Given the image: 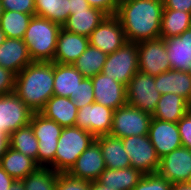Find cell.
<instances>
[{
    "mask_svg": "<svg viewBox=\"0 0 191 190\" xmlns=\"http://www.w3.org/2000/svg\"><path fill=\"white\" fill-rule=\"evenodd\" d=\"M163 0H122L115 16L127 42L138 43L160 38Z\"/></svg>",
    "mask_w": 191,
    "mask_h": 190,
    "instance_id": "cell-1",
    "label": "cell"
},
{
    "mask_svg": "<svg viewBox=\"0 0 191 190\" xmlns=\"http://www.w3.org/2000/svg\"><path fill=\"white\" fill-rule=\"evenodd\" d=\"M53 91L54 62L33 61L16 75L14 93L33 112L45 107Z\"/></svg>",
    "mask_w": 191,
    "mask_h": 190,
    "instance_id": "cell-2",
    "label": "cell"
},
{
    "mask_svg": "<svg viewBox=\"0 0 191 190\" xmlns=\"http://www.w3.org/2000/svg\"><path fill=\"white\" fill-rule=\"evenodd\" d=\"M62 26L46 18L32 16L23 41L32 61L54 62L57 38Z\"/></svg>",
    "mask_w": 191,
    "mask_h": 190,
    "instance_id": "cell-3",
    "label": "cell"
},
{
    "mask_svg": "<svg viewBox=\"0 0 191 190\" xmlns=\"http://www.w3.org/2000/svg\"><path fill=\"white\" fill-rule=\"evenodd\" d=\"M93 141L95 137L87 130L76 126L64 127L57 143L54 171L67 173Z\"/></svg>",
    "mask_w": 191,
    "mask_h": 190,
    "instance_id": "cell-4",
    "label": "cell"
},
{
    "mask_svg": "<svg viewBox=\"0 0 191 190\" xmlns=\"http://www.w3.org/2000/svg\"><path fill=\"white\" fill-rule=\"evenodd\" d=\"M35 137L38 140L37 165L54 170V158L58 139L63 127L54 120L46 118L40 112H33L30 120Z\"/></svg>",
    "mask_w": 191,
    "mask_h": 190,
    "instance_id": "cell-5",
    "label": "cell"
},
{
    "mask_svg": "<svg viewBox=\"0 0 191 190\" xmlns=\"http://www.w3.org/2000/svg\"><path fill=\"white\" fill-rule=\"evenodd\" d=\"M139 71L137 43L126 42L115 52L108 54L102 72L127 86Z\"/></svg>",
    "mask_w": 191,
    "mask_h": 190,
    "instance_id": "cell-6",
    "label": "cell"
},
{
    "mask_svg": "<svg viewBox=\"0 0 191 190\" xmlns=\"http://www.w3.org/2000/svg\"><path fill=\"white\" fill-rule=\"evenodd\" d=\"M152 115L129 104L114 110L110 135L126 138L148 135Z\"/></svg>",
    "mask_w": 191,
    "mask_h": 190,
    "instance_id": "cell-7",
    "label": "cell"
},
{
    "mask_svg": "<svg viewBox=\"0 0 191 190\" xmlns=\"http://www.w3.org/2000/svg\"><path fill=\"white\" fill-rule=\"evenodd\" d=\"M161 94L155 88V77L137 71L126 86L127 104L151 115L154 113Z\"/></svg>",
    "mask_w": 191,
    "mask_h": 190,
    "instance_id": "cell-8",
    "label": "cell"
},
{
    "mask_svg": "<svg viewBox=\"0 0 191 190\" xmlns=\"http://www.w3.org/2000/svg\"><path fill=\"white\" fill-rule=\"evenodd\" d=\"M121 139L130 159L131 167L139 170L142 174L157 173L160 158L148 135H135Z\"/></svg>",
    "mask_w": 191,
    "mask_h": 190,
    "instance_id": "cell-9",
    "label": "cell"
},
{
    "mask_svg": "<svg viewBox=\"0 0 191 190\" xmlns=\"http://www.w3.org/2000/svg\"><path fill=\"white\" fill-rule=\"evenodd\" d=\"M137 48L139 71L155 77L171 70L163 38L138 42Z\"/></svg>",
    "mask_w": 191,
    "mask_h": 190,
    "instance_id": "cell-10",
    "label": "cell"
},
{
    "mask_svg": "<svg viewBox=\"0 0 191 190\" xmlns=\"http://www.w3.org/2000/svg\"><path fill=\"white\" fill-rule=\"evenodd\" d=\"M33 111L14 93L0 96V130L6 136L30 124Z\"/></svg>",
    "mask_w": 191,
    "mask_h": 190,
    "instance_id": "cell-11",
    "label": "cell"
},
{
    "mask_svg": "<svg viewBox=\"0 0 191 190\" xmlns=\"http://www.w3.org/2000/svg\"><path fill=\"white\" fill-rule=\"evenodd\" d=\"M126 42L125 32L115 15L106 16L89 36V44L107 55L118 50Z\"/></svg>",
    "mask_w": 191,
    "mask_h": 190,
    "instance_id": "cell-12",
    "label": "cell"
},
{
    "mask_svg": "<svg viewBox=\"0 0 191 190\" xmlns=\"http://www.w3.org/2000/svg\"><path fill=\"white\" fill-rule=\"evenodd\" d=\"M114 110L93 102L78 109L75 126L87 130L94 137L110 134Z\"/></svg>",
    "mask_w": 191,
    "mask_h": 190,
    "instance_id": "cell-13",
    "label": "cell"
},
{
    "mask_svg": "<svg viewBox=\"0 0 191 190\" xmlns=\"http://www.w3.org/2000/svg\"><path fill=\"white\" fill-rule=\"evenodd\" d=\"M157 173L172 184L187 182L191 174V149L182 146L160 158Z\"/></svg>",
    "mask_w": 191,
    "mask_h": 190,
    "instance_id": "cell-14",
    "label": "cell"
},
{
    "mask_svg": "<svg viewBox=\"0 0 191 190\" xmlns=\"http://www.w3.org/2000/svg\"><path fill=\"white\" fill-rule=\"evenodd\" d=\"M148 136L159 158L182 147L179 128L174 122L161 121L152 117Z\"/></svg>",
    "mask_w": 191,
    "mask_h": 190,
    "instance_id": "cell-15",
    "label": "cell"
},
{
    "mask_svg": "<svg viewBox=\"0 0 191 190\" xmlns=\"http://www.w3.org/2000/svg\"><path fill=\"white\" fill-rule=\"evenodd\" d=\"M95 102L113 110L127 104L126 86L99 73L91 78Z\"/></svg>",
    "mask_w": 191,
    "mask_h": 190,
    "instance_id": "cell-16",
    "label": "cell"
},
{
    "mask_svg": "<svg viewBox=\"0 0 191 190\" xmlns=\"http://www.w3.org/2000/svg\"><path fill=\"white\" fill-rule=\"evenodd\" d=\"M105 168L100 145L95 140L77 158V161L67 173L72 177L92 182L98 180Z\"/></svg>",
    "mask_w": 191,
    "mask_h": 190,
    "instance_id": "cell-17",
    "label": "cell"
},
{
    "mask_svg": "<svg viewBox=\"0 0 191 190\" xmlns=\"http://www.w3.org/2000/svg\"><path fill=\"white\" fill-rule=\"evenodd\" d=\"M89 45V37L61 28L57 38L54 62L73 64Z\"/></svg>",
    "mask_w": 191,
    "mask_h": 190,
    "instance_id": "cell-18",
    "label": "cell"
},
{
    "mask_svg": "<svg viewBox=\"0 0 191 190\" xmlns=\"http://www.w3.org/2000/svg\"><path fill=\"white\" fill-rule=\"evenodd\" d=\"M32 61L23 39L6 38L0 46V66L16 75Z\"/></svg>",
    "mask_w": 191,
    "mask_h": 190,
    "instance_id": "cell-19",
    "label": "cell"
},
{
    "mask_svg": "<svg viewBox=\"0 0 191 190\" xmlns=\"http://www.w3.org/2000/svg\"><path fill=\"white\" fill-rule=\"evenodd\" d=\"M155 88L163 95L177 94L191 102V74L180 70H168L155 76Z\"/></svg>",
    "mask_w": 191,
    "mask_h": 190,
    "instance_id": "cell-20",
    "label": "cell"
},
{
    "mask_svg": "<svg viewBox=\"0 0 191 190\" xmlns=\"http://www.w3.org/2000/svg\"><path fill=\"white\" fill-rule=\"evenodd\" d=\"M78 108L68 97L53 95L40 111L46 118L54 120L61 127L75 126Z\"/></svg>",
    "mask_w": 191,
    "mask_h": 190,
    "instance_id": "cell-21",
    "label": "cell"
},
{
    "mask_svg": "<svg viewBox=\"0 0 191 190\" xmlns=\"http://www.w3.org/2000/svg\"><path fill=\"white\" fill-rule=\"evenodd\" d=\"M95 140L100 145L106 168L123 169L131 166L121 138L108 134L95 137Z\"/></svg>",
    "mask_w": 191,
    "mask_h": 190,
    "instance_id": "cell-22",
    "label": "cell"
},
{
    "mask_svg": "<svg viewBox=\"0 0 191 190\" xmlns=\"http://www.w3.org/2000/svg\"><path fill=\"white\" fill-rule=\"evenodd\" d=\"M84 76L73 64L54 62V95L73 98Z\"/></svg>",
    "mask_w": 191,
    "mask_h": 190,
    "instance_id": "cell-23",
    "label": "cell"
},
{
    "mask_svg": "<svg viewBox=\"0 0 191 190\" xmlns=\"http://www.w3.org/2000/svg\"><path fill=\"white\" fill-rule=\"evenodd\" d=\"M107 15L99 9L72 11L62 28L68 32L89 37L91 32L103 21Z\"/></svg>",
    "mask_w": 191,
    "mask_h": 190,
    "instance_id": "cell-24",
    "label": "cell"
},
{
    "mask_svg": "<svg viewBox=\"0 0 191 190\" xmlns=\"http://www.w3.org/2000/svg\"><path fill=\"white\" fill-rule=\"evenodd\" d=\"M189 111L190 103L186 99L174 93H167L161 95L152 117L177 123Z\"/></svg>",
    "mask_w": 191,
    "mask_h": 190,
    "instance_id": "cell-25",
    "label": "cell"
},
{
    "mask_svg": "<svg viewBox=\"0 0 191 190\" xmlns=\"http://www.w3.org/2000/svg\"><path fill=\"white\" fill-rule=\"evenodd\" d=\"M143 175L131 166L123 169L105 168L97 182L115 190H132Z\"/></svg>",
    "mask_w": 191,
    "mask_h": 190,
    "instance_id": "cell-26",
    "label": "cell"
},
{
    "mask_svg": "<svg viewBox=\"0 0 191 190\" xmlns=\"http://www.w3.org/2000/svg\"><path fill=\"white\" fill-rule=\"evenodd\" d=\"M172 70L188 72L191 55L188 48V29L179 36L164 39Z\"/></svg>",
    "mask_w": 191,
    "mask_h": 190,
    "instance_id": "cell-27",
    "label": "cell"
},
{
    "mask_svg": "<svg viewBox=\"0 0 191 190\" xmlns=\"http://www.w3.org/2000/svg\"><path fill=\"white\" fill-rule=\"evenodd\" d=\"M0 166L16 180H23L39 167L33 159L10 146H8L5 154L0 159Z\"/></svg>",
    "mask_w": 191,
    "mask_h": 190,
    "instance_id": "cell-28",
    "label": "cell"
},
{
    "mask_svg": "<svg viewBox=\"0 0 191 190\" xmlns=\"http://www.w3.org/2000/svg\"><path fill=\"white\" fill-rule=\"evenodd\" d=\"M191 27V13L163 9L160 38L167 39L173 36H179Z\"/></svg>",
    "mask_w": 191,
    "mask_h": 190,
    "instance_id": "cell-29",
    "label": "cell"
},
{
    "mask_svg": "<svg viewBox=\"0 0 191 190\" xmlns=\"http://www.w3.org/2000/svg\"><path fill=\"white\" fill-rule=\"evenodd\" d=\"M106 59V53L89 44L86 50L73 63V66L84 77L92 78L102 72Z\"/></svg>",
    "mask_w": 191,
    "mask_h": 190,
    "instance_id": "cell-30",
    "label": "cell"
},
{
    "mask_svg": "<svg viewBox=\"0 0 191 190\" xmlns=\"http://www.w3.org/2000/svg\"><path fill=\"white\" fill-rule=\"evenodd\" d=\"M9 146L37 163L38 140L29 124L10 134Z\"/></svg>",
    "mask_w": 191,
    "mask_h": 190,
    "instance_id": "cell-31",
    "label": "cell"
},
{
    "mask_svg": "<svg viewBox=\"0 0 191 190\" xmlns=\"http://www.w3.org/2000/svg\"><path fill=\"white\" fill-rule=\"evenodd\" d=\"M35 16L46 18L61 26L70 15L68 0H35Z\"/></svg>",
    "mask_w": 191,
    "mask_h": 190,
    "instance_id": "cell-32",
    "label": "cell"
},
{
    "mask_svg": "<svg viewBox=\"0 0 191 190\" xmlns=\"http://www.w3.org/2000/svg\"><path fill=\"white\" fill-rule=\"evenodd\" d=\"M32 16L35 14L4 11L0 20V28L7 38L23 39Z\"/></svg>",
    "mask_w": 191,
    "mask_h": 190,
    "instance_id": "cell-33",
    "label": "cell"
},
{
    "mask_svg": "<svg viewBox=\"0 0 191 190\" xmlns=\"http://www.w3.org/2000/svg\"><path fill=\"white\" fill-rule=\"evenodd\" d=\"M58 174L49 167L39 166L22 181L25 190H55Z\"/></svg>",
    "mask_w": 191,
    "mask_h": 190,
    "instance_id": "cell-34",
    "label": "cell"
},
{
    "mask_svg": "<svg viewBox=\"0 0 191 190\" xmlns=\"http://www.w3.org/2000/svg\"><path fill=\"white\" fill-rule=\"evenodd\" d=\"M172 183L158 173L144 174L132 190H170Z\"/></svg>",
    "mask_w": 191,
    "mask_h": 190,
    "instance_id": "cell-35",
    "label": "cell"
},
{
    "mask_svg": "<svg viewBox=\"0 0 191 190\" xmlns=\"http://www.w3.org/2000/svg\"><path fill=\"white\" fill-rule=\"evenodd\" d=\"M78 109L95 102L93 83L91 78L84 77L79 83L76 95L72 98Z\"/></svg>",
    "mask_w": 191,
    "mask_h": 190,
    "instance_id": "cell-36",
    "label": "cell"
},
{
    "mask_svg": "<svg viewBox=\"0 0 191 190\" xmlns=\"http://www.w3.org/2000/svg\"><path fill=\"white\" fill-rule=\"evenodd\" d=\"M55 190H90V181L59 173Z\"/></svg>",
    "mask_w": 191,
    "mask_h": 190,
    "instance_id": "cell-37",
    "label": "cell"
},
{
    "mask_svg": "<svg viewBox=\"0 0 191 190\" xmlns=\"http://www.w3.org/2000/svg\"><path fill=\"white\" fill-rule=\"evenodd\" d=\"M35 0H1L4 11L35 14Z\"/></svg>",
    "mask_w": 191,
    "mask_h": 190,
    "instance_id": "cell-38",
    "label": "cell"
},
{
    "mask_svg": "<svg viewBox=\"0 0 191 190\" xmlns=\"http://www.w3.org/2000/svg\"><path fill=\"white\" fill-rule=\"evenodd\" d=\"M183 147L191 149V112H187L177 122Z\"/></svg>",
    "mask_w": 191,
    "mask_h": 190,
    "instance_id": "cell-39",
    "label": "cell"
},
{
    "mask_svg": "<svg viewBox=\"0 0 191 190\" xmlns=\"http://www.w3.org/2000/svg\"><path fill=\"white\" fill-rule=\"evenodd\" d=\"M16 74L0 66V96L14 92Z\"/></svg>",
    "mask_w": 191,
    "mask_h": 190,
    "instance_id": "cell-40",
    "label": "cell"
},
{
    "mask_svg": "<svg viewBox=\"0 0 191 190\" xmlns=\"http://www.w3.org/2000/svg\"><path fill=\"white\" fill-rule=\"evenodd\" d=\"M89 5L93 8L99 9L107 16L116 14L120 0H87Z\"/></svg>",
    "mask_w": 191,
    "mask_h": 190,
    "instance_id": "cell-41",
    "label": "cell"
},
{
    "mask_svg": "<svg viewBox=\"0 0 191 190\" xmlns=\"http://www.w3.org/2000/svg\"><path fill=\"white\" fill-rule=\"evenodd\" d=\"M164 9L180 10L191 13V0H163Z\"/></svg>",
    "mask_w": 191,
    "mask_h": 190,
    "instance_id": "cell-42",
    "label": "cell"
},
{
    "mask_svg": "<svg viewBox=\"0 0 191 190\" xmlns=\"http://www.w3.org/2000/svg\"><path fill=\"white\" fill-rule=\"evenodd\" d=\"M15 179H13L1 166H0V190H10V187Z\"/></svg>",
    "mask_w": 191,
    "mask_h": 190,
    "instance_id": "cell-43",
    "label": "cell"
},
{
    "mask_svg": "<svg viewBox=\"0 0 191 190\" xmlns=\"http://www.w3.org/2000/svg\"><path fill=\"white\" fill-rule=\"evenodd\" d=\"M68 5L70 14H72V11L85 10L91 7L87 0H68Z\"/></svg>",
    "mask_w": 191,
    "mask_h": 190,
    "instance_id": "cell-44",
    "label": "cell"
},
{
    "mask_svg": "<svg viewBox=\"0 0 191 190\" xmlns=\"http://www.w3.org/2000/svg\"><path fill=\"white\" fill-rule=\"evenodd\" d=\"M9 146V137L6 136L3 132L0 130V159L5 154L7 148Z\"/></svg>",
    "mask_w": 191,
    "mask_h": 190,
    "instance_id": "cell-45",
    "label": "cell"
},
{
    "mask_svg": "<svg viewBox=\"0 0 191 190\" xmlns=\"http://www.w3.org/2000/svg\"><path fill=\"white\" fill-rule=\"evenodd\" d=\"M170 190H191V185L187 182L173 183Z\"/></svg>",
    "mask_w": 191,
    "mask_h": 190,
    "instance_id": "cell-46",
    "label": "cell"
},
{
    "mask_svg": "<svg viewBox=\"0 0 191 190\" xmlns=\"http://www.w3.org/2000/svg\"><path fill=\"white\" fill-rule=\"evenodd\" d=\"M90 190H115V189L101 185L97 181H92V182H90Z\"/></svg>",
    "mask_w": 191,
    "mask_h": 190,
    "instance_id": "cell-47",
    "label": "cell"
},
{
    "mask_svg": "<svg viewBox=\"0 0 191 190\" xmlns=\"http://www.w3.org/2000/svg\"><path fill=\"white\" fill-rule=\"evenodd\" d=\"M10 190H25L23 181L15 179L10 187Z\"/></svg>",
    "mask_w": 191,
    "mask_h": 190,
    "instance_id": "cell-48",
    "label": "cell"
},
{
    "mask_svg": "<svg viewBox=\"0 0 191 190\" xmlns=\"http://www.w3.org/2000/svg\"><path fill=\"white\" fill-rule=\"evenodd\" d=\"M188 48L191 55V27L188 29Z\"/></svg>",
    "mask_w": 191,
    "mask_h": 190,
    "instance_id": "cell-49",
    "label": "cell"
},
{
    "mask_svg": "<svg viewBox=\"0 0 191 190\" xmlns=\"http://www.w3.org/2000/svg\"><path fill=\"white\" fill-rule=\"evenodd\" d=\"M6 35L4 34V32L2 31V29L0 28V46L2 45V43L6 40Z\"/></svg>",
    "mask_w": 191,
    "mask_h": 190,
    "instance_id": "cell-50",
    "label": "cell"
},
{
    "mask_svg": "<svg viewBox=\"0 0 191 190\" xmlns=\"http://www.w3.org/2000/svg\"><path fill=\"white\" fill-rule=\"evenodd\" d=\"M3 12H4L3 5H2L1 0H0V20H1V17L3 15Z\"/></svg>",
    "mask_w": 191,
    "mask_h": 190,
    "instance_id": "cell-51",
    "label": "cell"
},
{
    "mask_svg": "<svg viewBox=\"0 0 191 190\" xmlns=\"http://www.w3.org/2000/svg\"><path fill=\"white\" fill-rule=\"evenodd\" d=\"M187 183H188L189 185H191V174H190V177H189Z\"/></svg>",
    "mask_w": 191,
    "mask_h": 190,
    "instance_id": "cell-52",
    "label": "cell"
},
{
    "mask_svg": "<svg viewBox=\"0 0 191 190\" xmlns=\"http://www.w3.org/2000/svg\"><path fill=\"white\" fill-rule=\"evenodd\" d=\"M190 74H191V64H190V68H189V71H188Z\"/></svg>",
    "mask_w": 191,
    "mask_h": 190,
    "instance_id": "cell-53",
    "label": "cell"
}]
</instances>
